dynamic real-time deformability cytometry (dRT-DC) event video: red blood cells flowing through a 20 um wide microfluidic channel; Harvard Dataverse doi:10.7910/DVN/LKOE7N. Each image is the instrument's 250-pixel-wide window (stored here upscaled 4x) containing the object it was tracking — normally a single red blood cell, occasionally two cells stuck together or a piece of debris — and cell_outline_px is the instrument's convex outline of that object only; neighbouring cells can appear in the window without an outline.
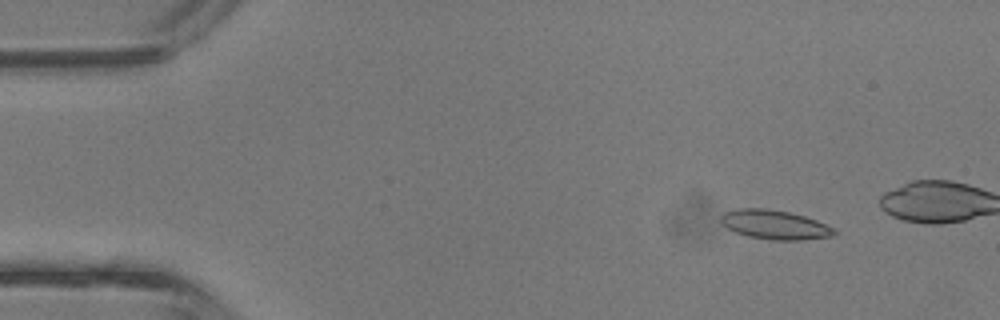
{"species": "common noctule bat (a hibernating species)", "species_latin": "Nyctalus noctula", "temperature_condition": "room temperature", "stored_images_in_passage": 6, "camera_frame_rate_fps": 3000, "um_per_image_px": 0.085, "animal": {"sex": "male", "body_mass_g": 13.3}, "frame": {"image": 1, "passage_image": 2, "time_ms": 0.333, "image_size_px": [1000, 320], "cell_outline_px": [[840, 232], [836, 236], [800, 240], [772, 240], [748, 236], [736, 232], [728, 228], [720, 220], [720, 216], [724, 212], [740, 208], [764, 208], [788, 212], [804, 216], [816, 220], [836, 228]], "centroid_in_image_um": [65.92, 19.11], "position_along_channel_um": 19.1, "area_um2": 19.42}}